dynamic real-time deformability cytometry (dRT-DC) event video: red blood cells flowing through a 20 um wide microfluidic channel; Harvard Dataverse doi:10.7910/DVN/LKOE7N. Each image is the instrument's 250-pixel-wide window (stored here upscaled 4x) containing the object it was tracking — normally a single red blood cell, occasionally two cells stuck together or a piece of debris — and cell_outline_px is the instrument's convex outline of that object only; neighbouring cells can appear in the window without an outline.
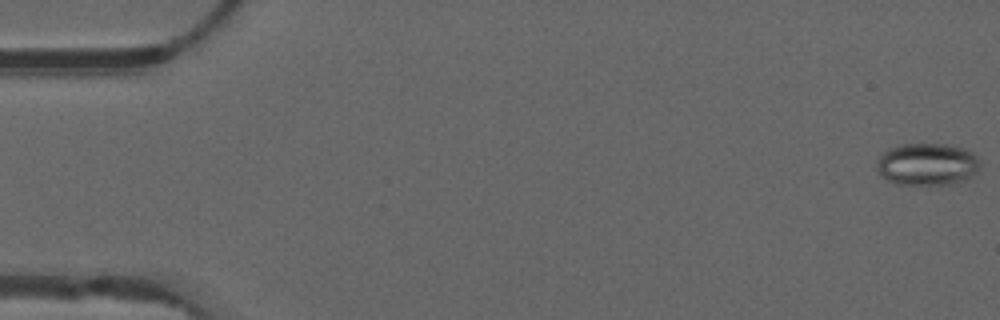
{"species": "common noctule bat (a hibernating species)", "species_latin": "Nyctalus noctula", "temperature_condition": "warm", "stored_images_in_passage": 54, "camera_frame_rate_fps": 3000, "um_per_image_px": 0.085, "animal": {"sex": "male", "forearm_length_mm": 52.5}, "frame": {"image": 1, "passage_image": 1, "time_ms": 0.0, "image_size_px": [1000, 320], "cell_outline_px": [[980, 168], [976, 172], [964, 180], [952, 184], [896, 184], [880, 176], [876, 168], [876, 164], [880, 156], [888, 148], [900, 144], [944, 144], [964, 148], [972, 152], [976, 156], [980, 164]], "centroid_in_image_um": [78.79, 13.96], "position_along_channel_um": 6.2, "area_um2": 25.49}}
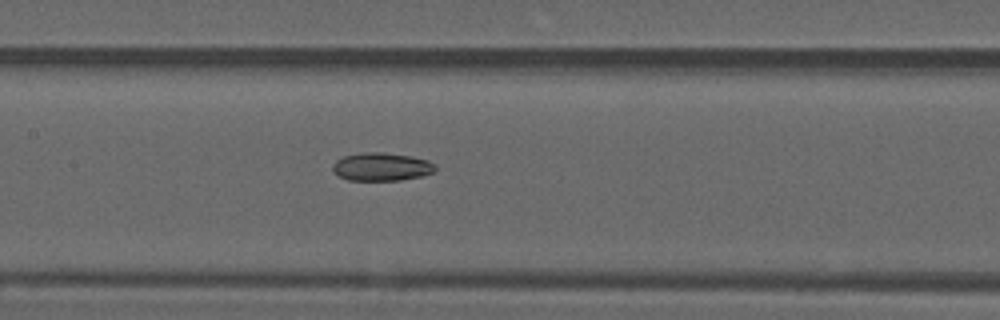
{"frame": {"image": 2, "passage_image": 26, "time_ms": 8.333, "image_size_px": [1000, 320], "cell_outline_px": [[436, 172], [420, 176], [400, 180], [348, 180], [340, 176], [332, 168], [332, 164], [336, 160], [344, 156], [364, 152], [380, 152], [412, 156], [428, 160], [436, 168]], "centroid_in_image_um": [32.44, 14.17], "position_along_channel_um": 175.0, "area_um2": 16.7}}
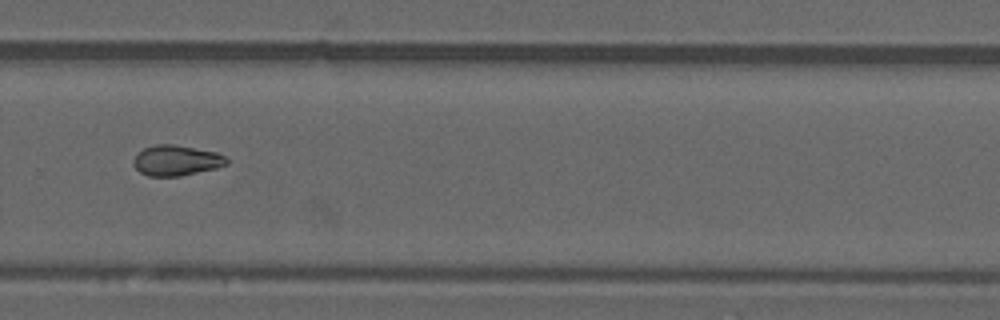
{"frame": {"image": 3, "passage_image": 37, "time_ms": 12.0, "image_size_px": [1000, 320], "cell_outline_px": [[228, 164], [216, 168], [180, 176], [148, 176], [140, 172], [136, 168], [132, 160], [144, 148], [156, 144], [172, 144], [216, 152], [224, 156], [228, 160]], "centroid_in_image_um": [14.99, 13.64], "position_along_channel_um": 314.8, "area_um2": 16.36}, "authors_computed_cell_mechanics": {"area_um2": 17.1377, "velocity_mm_per_s": 3.8306, "shape_relaxation_time_tau1_ms": null, "shape_relaxation_time_tau2_ms": 8.2438, "deformation_change_tau1": null, "deformation_change_tau2": 0.1457}}